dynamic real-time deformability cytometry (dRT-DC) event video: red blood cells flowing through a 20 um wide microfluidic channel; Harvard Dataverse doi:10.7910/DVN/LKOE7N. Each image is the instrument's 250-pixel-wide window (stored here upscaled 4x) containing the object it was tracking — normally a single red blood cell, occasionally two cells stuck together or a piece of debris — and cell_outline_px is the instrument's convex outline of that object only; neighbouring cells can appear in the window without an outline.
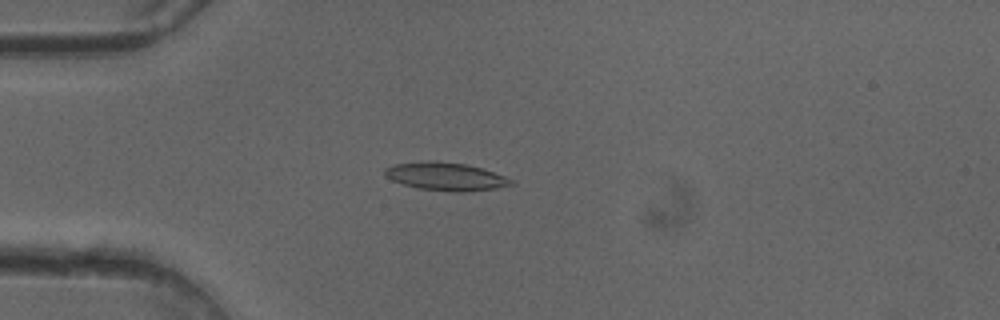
{"species": "common noctule bat (a hibernating species)", "species_latin": "Nyctalus noctula", "temperature_condition": "cold", "stored_images_in_passage": 51, "camera_frame_rate_fps": 3000, "um_per_image_px": 0.085, "animal": {"sex": "female"}, "frame": {"image": 1, "passage_image": 14, "time_ms": 4.333, "image_size_px": [1000, 320], "cell_outline_px": [[516, 184], [496, 188], [460, 192], [452, 192], [420, 188], [404, 184], [392, 180], [384, 176], [384, 168], [392, 164], [424, 160], [436, 160], [464, 164], [480, 168], [504, 176], [512, 180]], "centroid_in_image_um": [37.83, 14.98], "position_along_channel_um": 47.2, "area_um2": 20.63}}
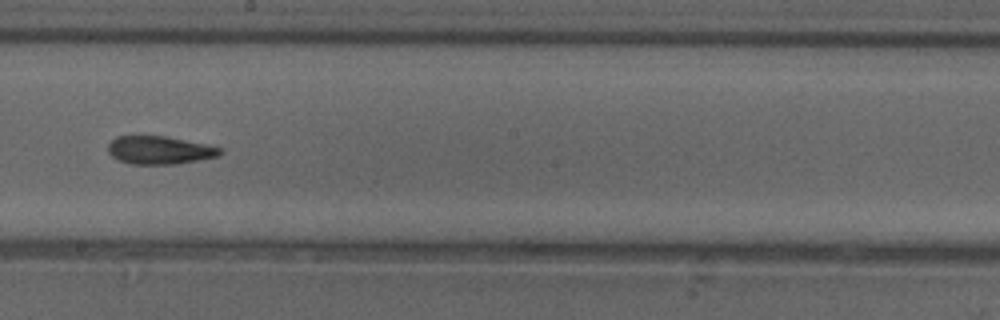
{"frame": {"image": 2, "passage_image": 29, "time_ms": 9.333, "image_size_px": [1000, 320], "cell_outline_px": [[224, 152], [220, 156], [176, 164], [132, 164], [116, 160], [108, 152], [108, 144], [116, 136], [164, 136], [208, 144], [220, 148]], "centroid_in_image_um": [13.57, 12.76], "position_along_channel_um": 234.6, "area_um2": 18.44}}
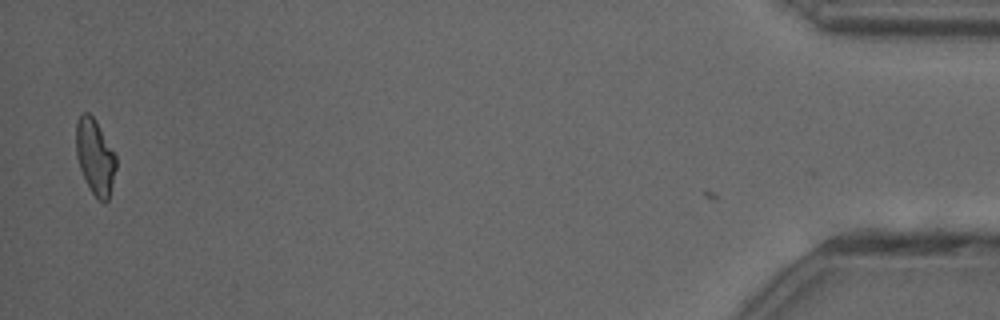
{"frame": {"image": 3, "passage_image": 50, "time_ms": 16.333, "image_size_px": [1000, 320], "cell_outline_px": [[116, 168], [108, 200], [104, 204], [92, 192], [80, 168], [76, 156], [76, 124], [80, 112], [88, 112], [96, 120], [116, 156]], "centroid_in_image_um": [8.07, 13.29], "position_along_channel_um": 427.1, "area_um2": 17.4}, "authors_computed_cell_mechanics": {"area_um2": 18.9006, "velocity_mm_per_s": 4.0795, "shape_relaxation_time_tau1_ms": 10.4628, "shape_relaxation_time_tau2_ms": 3.0942, "deformation_change_tau1": 0.2343, "deformation_change_tau2": 0.1141}}